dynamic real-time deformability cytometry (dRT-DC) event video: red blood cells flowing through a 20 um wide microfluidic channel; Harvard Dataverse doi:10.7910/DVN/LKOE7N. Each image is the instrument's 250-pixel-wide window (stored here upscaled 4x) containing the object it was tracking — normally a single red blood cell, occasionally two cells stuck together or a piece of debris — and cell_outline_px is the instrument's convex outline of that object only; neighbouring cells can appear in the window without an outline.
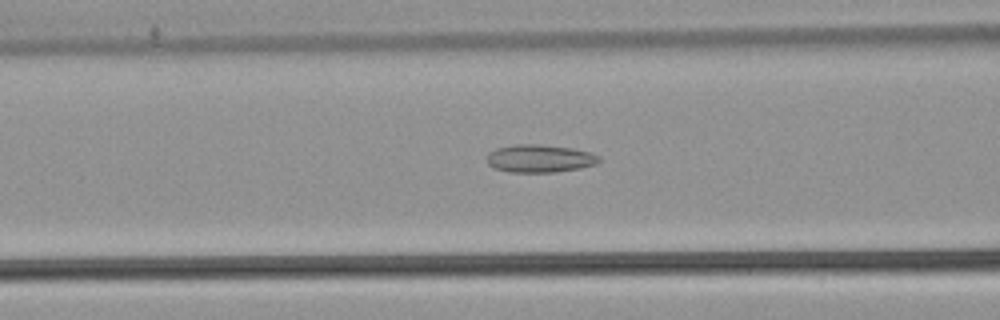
{"species": "common noctule bat (a hibernating species)", "species_latin": "Nyctalus noctula", "temperature_condition": "warm", "stored_images_in_passage": 53, "camera_frame_rate_fps": 3000, "um_per_image_px": 0.085, "animal": {"sex": "male", "body_mass_g": 21.5, "forearm_length_mm": 52.0}, "frame": {"image": 1, "passage_image": 22, "time_ms": 7.0, "image_size_px": [1000, 320], "cell_outline_px": [[600, 160], [596, 164], [580, 168], [556, 172], [508, 172], [496, 168], [488, 164], [488, 152], [496, 148], [516, 144], [536, 144], [572, 148], [592, 152], [600, 156]], "centroid_in_image_um": [45.9, 13.47], "position_along_channel_um": 120.7, "area_um2": 18.21}}
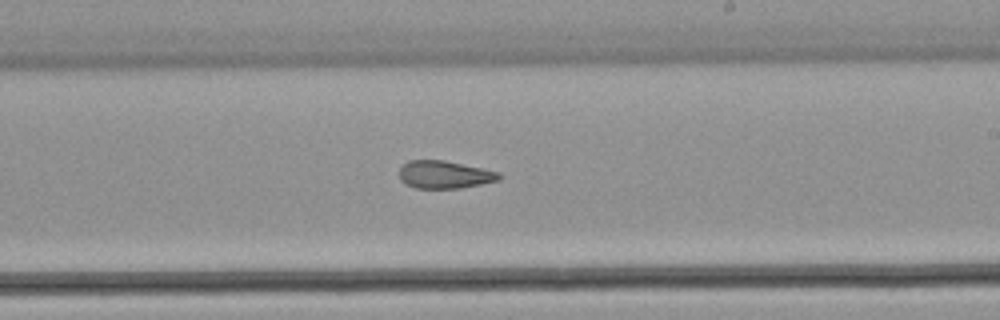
{"frame": {"image": 2, "passage_image": 32, "time_ms": 10.333, "image_size_px": [1000, 320], "cell_outline_px": [[504, 176], [500, 180], [460, 188], [416, 188], [400, 180], [400, 168], [408, 160], [444, 160], [500, 172]], "centroid_in_image_um": [37.82, 14.84], "position_along_channel_um": 251.2, "area_um2": 16.07}}
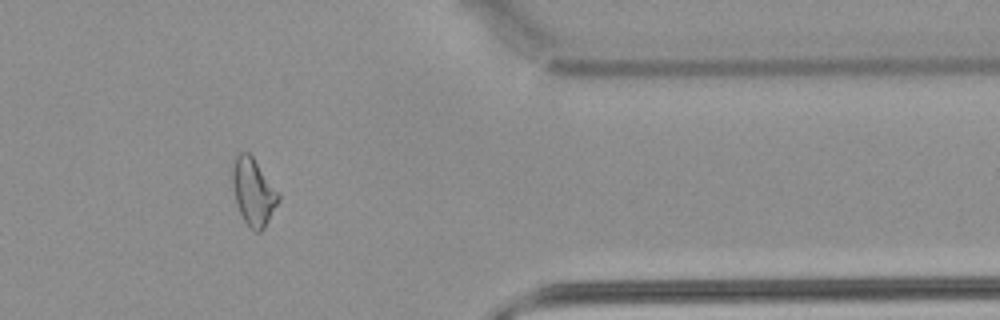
{"frame": {"image": 3, "passage_image": 44, "time_ms": 14.333, "image_size_px": [1000, 320], "cell_outline_px": [[280, 200], [264, 228], [260, 232], [256, 232], [244, 220], [236, 204], [232, 180], [232, 164], [236, 156], [240, 152], [248, 152], [252, 156], [280, 196]], "centroid_in_image_um": [21.52, 16.31], "position_along_channel_um": 389.9, "area_um2": 17.57}, "authors_computed_cell_mechanics": {"area_um2": 18.5538, "velocity_mm_per_s": 3.9281, "shape_relaxation_time_tau1_ms": null, "shape_relaxation_time_tau2_ms": 2.9872, "deformation_change_tau1": null, "deformation_change_tau2": 0.1192}}